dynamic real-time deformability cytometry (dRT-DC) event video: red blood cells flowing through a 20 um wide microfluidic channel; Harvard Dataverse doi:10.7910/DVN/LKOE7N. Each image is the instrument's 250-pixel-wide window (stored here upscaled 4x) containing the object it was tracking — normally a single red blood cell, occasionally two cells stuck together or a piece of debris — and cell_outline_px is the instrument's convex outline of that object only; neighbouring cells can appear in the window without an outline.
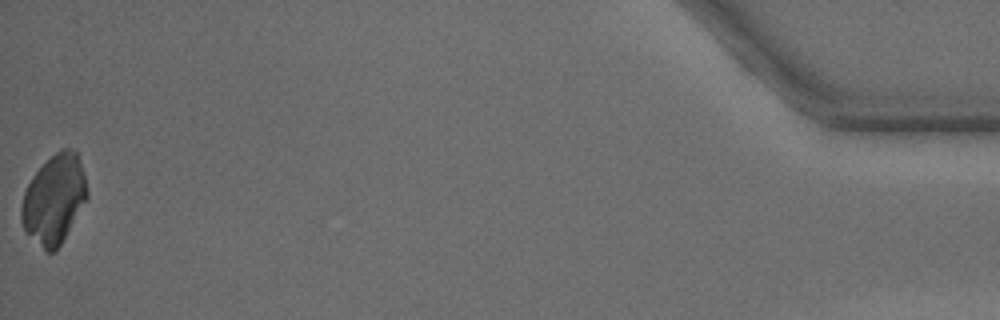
{"species": "common noctule bat (a hibernating species)", "species_latin": "Nyctalus noctula", "temperature_condition": "warm", "stored_images_in_passage": 34, "camera_frame_rate_fps": 3000, "um_per_image_px": 0.085, "animal": {"sex": "male", "body_mass_g": 15.6}, "frame": {"image": 1, "passage_image": 34, "time_ms": 11.0, "image_size_px": [1000, 320], "cell_outline_px": [[88, 200], [56, 252], [48, 252], [24, 228], [20, 220], [20, 208], [24, 192], [32, 176], [60, 148], [68, 148], [76, 152], [84, 172], [88, 192]], "centroid_in_image_um": [4.63, 16.94], "position_along_channel_um": 430.6, "area_um2": 33.87}}